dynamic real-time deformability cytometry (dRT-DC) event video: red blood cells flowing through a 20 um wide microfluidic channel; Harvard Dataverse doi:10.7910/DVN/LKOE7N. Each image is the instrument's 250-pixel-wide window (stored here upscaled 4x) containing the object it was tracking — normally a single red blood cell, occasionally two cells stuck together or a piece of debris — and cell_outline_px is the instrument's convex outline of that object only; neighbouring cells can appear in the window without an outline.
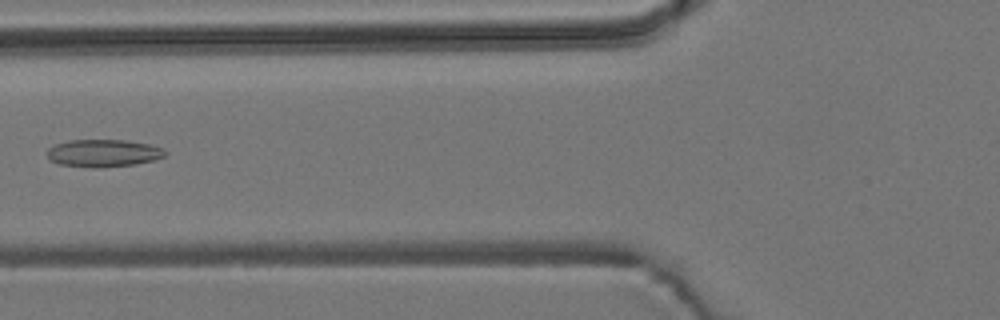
{"species": "common noctule bat (a hibernating species)", "species_latin": "Nyctalus noctula", "temperature_condition": "room temperature", "stored_images_in_passage": 6, "camera_frame_rate_fps": 3000, "um_per_image_px": 0.085, "animal": {"sex": "male", "body_mass_g": 19.2, "forearm_length_mm": 51.8}, "frame": {"image": 1, "passage_image": 6, "time_ms": 6.0, "image_size_px": [1000, 320], "cell_outline_px": [[168, 152], [164, 156], [152, 160], [136, 164], [100, 168], [92, 168], [60, 164], [48, 160], [48, 148], [56, 144], [68, 140], [128, 140], [148, 144], [164, 148]], "centroid_in_image_um": [8.79, 13.02], "position_along_channel_um": 117.0, "area_um2": 19.02}}